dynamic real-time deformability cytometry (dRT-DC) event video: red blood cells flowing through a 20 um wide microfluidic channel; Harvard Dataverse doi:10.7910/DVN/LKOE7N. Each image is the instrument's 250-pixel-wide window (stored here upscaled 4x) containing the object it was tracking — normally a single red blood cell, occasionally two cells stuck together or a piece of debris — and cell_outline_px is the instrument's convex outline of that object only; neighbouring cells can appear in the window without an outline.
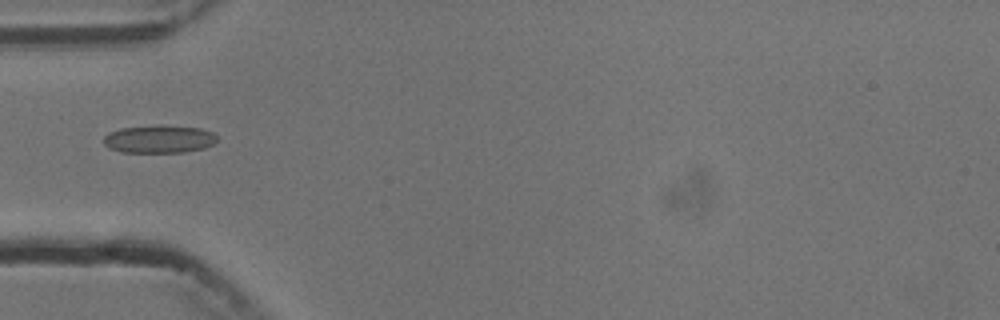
{"species": "common noctule bat (a hibernating species)", "species_latin": "Nyctalus noctula", "temperature_condition": "cold", "stored_images_in_passage": 4, "camera_frame_rate_fps": 3000, "um_per_image_px": 0.085, "animal": {"sex": "male", "body_mass_g": 13.3}, "frame": {"image": 1, "passage_image": 1, "time_ms": 0.0, "image_size_px": [1000, 320], "cell_outline_px": [[216, 140], [212, 144], [204, 148], [184, 152], [124, 152], [108, 148], [104, 144], [104, 136], [108, 132], [120, 128], [160, 124], [200, 128], [212, 132], [216, 136]], "centroid_in_image_um": [13.49, 11.8], "position_along_channel_um": 71.5, "area_um2": 18.55}}
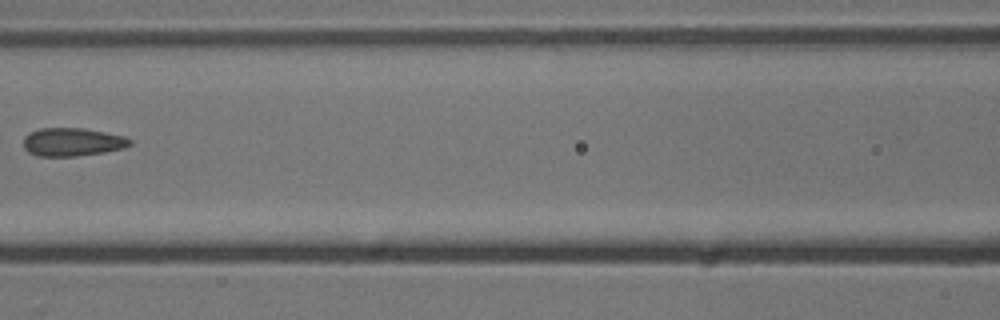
{"frame": {"image": 2, "passage_image": 3, "time_ms": 2.333, "image_size_px": [1000, 320], "cell_outline_px": [[132, 144], [124, 148], [104, 152], [76, 156], [40, 156], [28, 152], [24, 148], [24, 136], [40, 128], [84, 128], [124, 136], [132, 140]], "centroid_in_image_um": [6.17, 12.07], "position_along_channel_um": 160.4, "area_um2": 17.46}}
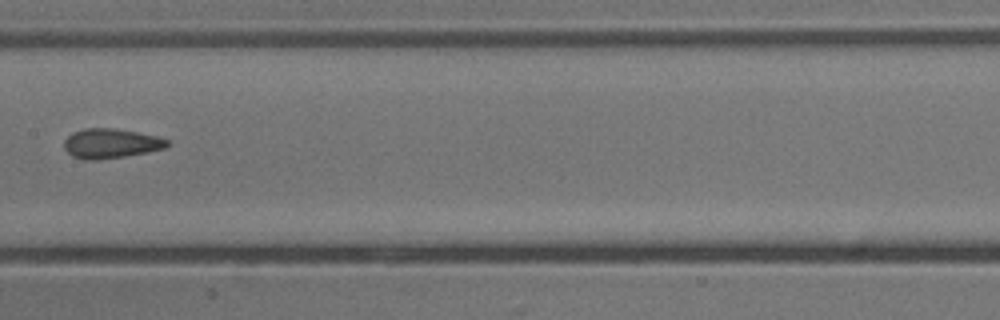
{"frame": {"image": 3, "passage_image": 4, "time_ms": 3.333, "image_size_px": [1000, 320], "cell_outline_px": [[168, 144], [164, 148], [124, 156], [96, 160], [84, 160], [72, 156], [64, 148], [64, 140], [72, 132], [84, 128], [112, 128], [136, 132], [156, 136], [168, 140]], "centroid_in_image_um": [9.35, 12.19], "position_along_channel_um": 198.0, "area_um2": 17.57}}